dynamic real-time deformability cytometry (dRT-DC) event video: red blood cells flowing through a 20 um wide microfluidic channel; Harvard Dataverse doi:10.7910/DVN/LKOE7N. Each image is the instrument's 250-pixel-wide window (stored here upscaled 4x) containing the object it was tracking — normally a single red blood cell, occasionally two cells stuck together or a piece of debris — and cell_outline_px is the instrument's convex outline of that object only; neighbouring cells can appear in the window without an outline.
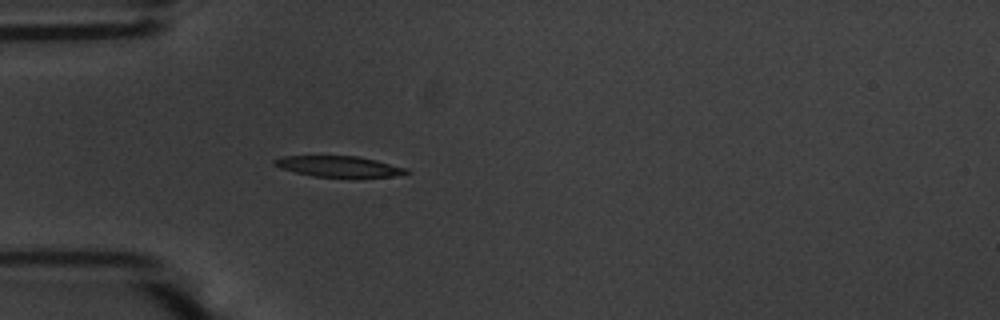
{"species": "common noctule bat (a hibernating species)", "species_latin": "Nyctalus noctula", "temperature_condition": "warm", "stored_images_in_passage": 39, "camera_frame_rate_fps": 3000, "um_per_image_px": 0.085, "animal": {"sex": "male", "body_mass_g": 20.1, "forearm_length_mm": 53.5}, "frame": {"image": 1, "passage_image": 1, "time_ms": 0.0, "image_size_px": [1000, 320], "cell_outline_px": [[412, 172], [392, 176], [360, 180], [356, 180], [312, 176], [280, 168], [272, 164], [272, 160], [284, 156], [360, 156], [408, 168]], "centroid_in_image_um": [28.88, 14.19], "position_along_channel_um": 56.1, "area_um2": 16.99}}
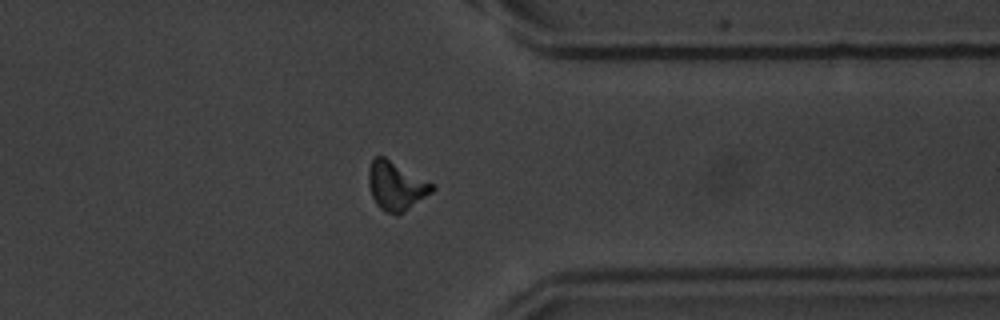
{"frame": {"image": 2, "passage_image": 28, "time_ms": 9.0, "image_size_px": [1000, 320], "cell_outline_px": [[436, 188], [432, 192], [404, 212], [396, 216], [384, 212], [376, 204], [372, 196], [368, 184], [368, 168], [372, 160], [376, 156], [384, 156], [436, 184]], "centroid_in_image_um": [33.67, 15.81], "position_along_channel_um": 377.7, "area_um2": 18.38}}
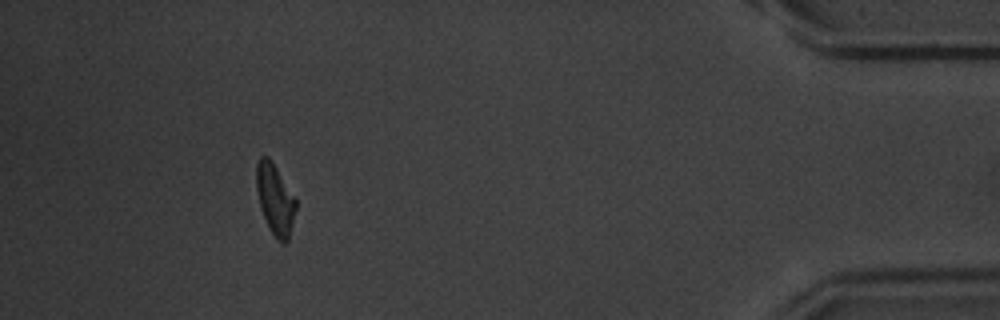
{"frame": {"image": 3, "passage_image": 35, "time_ms": 11.333, "image_size_px": [1000, 320], "cell_outline_px": [[296, 208], [288, 240], [284, 244], [280, 244], [276, 240], [260, 208], [256, 188], [256, 164], [260, 156], [268, 156], [296, 196]], "centroid_in_image_um": [23.39, 16.93], "position_along_channel_um": 411.8, "area_um2": 16.36}, "authors_computed_cell_mechanics": {"area_um2": 16.8776, "velocity_mm_per_s": 3.7017, "shape_relaxation_time_tau1_ms": 2.5568, "shape_relaxation_time_tau2_ms": 6.8732, "deformation_change_tau1": 0.154, "deformation_change_tau2": 0.1649}}